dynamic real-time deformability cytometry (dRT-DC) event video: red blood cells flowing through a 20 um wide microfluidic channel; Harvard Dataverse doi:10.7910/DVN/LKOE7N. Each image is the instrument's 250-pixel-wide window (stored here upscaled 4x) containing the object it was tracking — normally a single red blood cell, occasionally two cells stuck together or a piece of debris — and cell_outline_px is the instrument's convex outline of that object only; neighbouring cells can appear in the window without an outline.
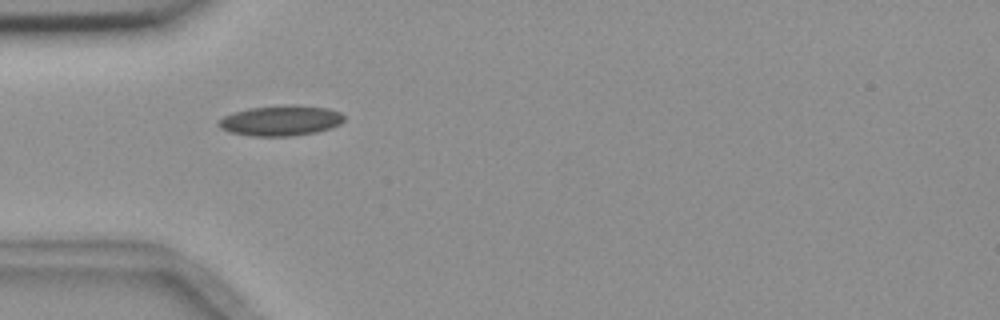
{"species": "common noctule bat (a hibernating species)", "species_latin": "Nyctalus noctula", "temperature_condition": "room temperature", "stored_images_in_passage": 2, "camera_frame_rate_fps": 3000, "um_per_image_px": 0.085, "animal": {"sex": "female", "body_mass_g": 18.4}, "frame": {"image": 1, "passage_image": 1, "time_ms": 0.0, "image_size_px": [1000, 320], "cell_outline_px": [[344, 120], [340, 124], [316, 132], [292, 136], [252, 136], [228, 132], [220, 128], [216, 124], [224, 116], [248, 108], [284, 104], [296, 104], [328, 108], [340, 112], [344, 116]], "centroid_in_image_um": [23.86, 10.24], "position_along_channel_um": 61.1, "area_um2": 22.37}}